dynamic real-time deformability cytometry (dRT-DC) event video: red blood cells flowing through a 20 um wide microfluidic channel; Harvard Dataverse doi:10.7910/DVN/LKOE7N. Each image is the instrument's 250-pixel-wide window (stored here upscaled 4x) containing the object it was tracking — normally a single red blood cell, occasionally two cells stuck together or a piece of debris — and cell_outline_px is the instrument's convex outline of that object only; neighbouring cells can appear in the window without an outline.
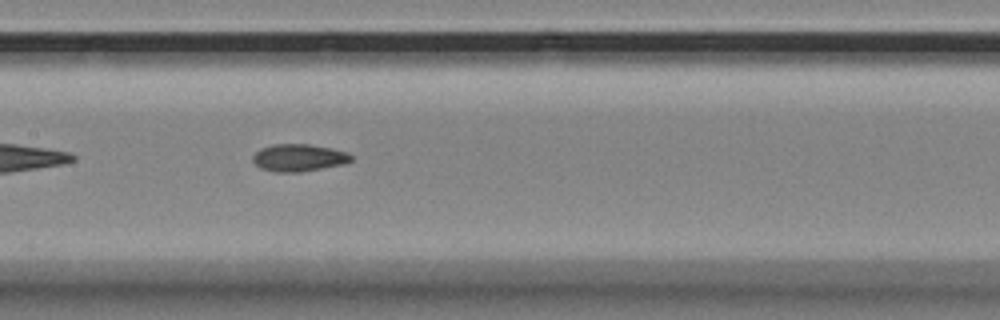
{"species": "Egyptian fruit bat (a non-hibernating species)", "species_latin": "Rousettus aegyptiacus", "temperature_condition": "room temperature", "stored_images_in_passage": 42, "camera_frame_rate_fps": 3000, "um_per_image_px": 0.085, "animal": {"sex": "female"}, "frame": {"image": 1, "passage_image": 13, "time_ms": 4.0, "image_size_px": [1000, 320], "cell_outline_px": [[352, 160], [344, 164], [300, 172], [276, 172], [260, 168], [252, 160], [252, 156], [260, 148], [272, 144], [308, 144], [332, 148], [348, 152], [352, 156]], "centroid_in_image_um": [25.39, 13.4], "position_along_channel_um": 182.0, "area_um2": 15.72}}
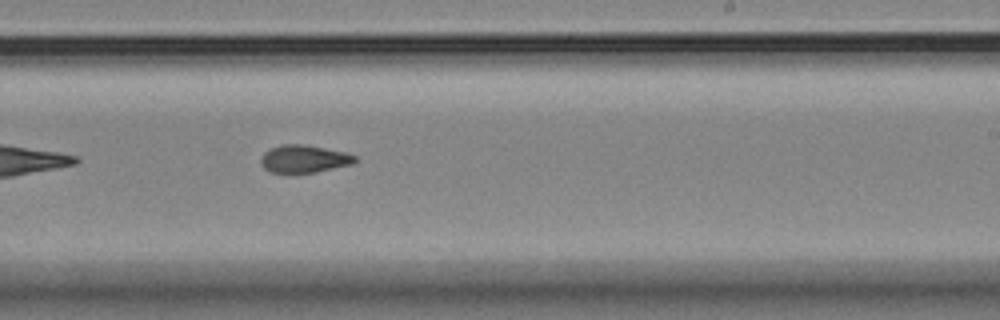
{"frame": {"image": 2, "passage_image": 20, "time_ms": 6.333, "image_size_px": [1000, 320], "cell_outline_px": [[356, 160], [352, 164], [316, 172], [292, 176], [288, 176], [272, 172], [264, 168], [260, 164], [260, 160], [264, 152], [272, 148], [284, 144], [304, 144], [344, 152], [356, 156]], "centroid_in_image_um": [25.79, 13.55], "position_along_channel_um": 263.2, "area_um2": 15.61}}
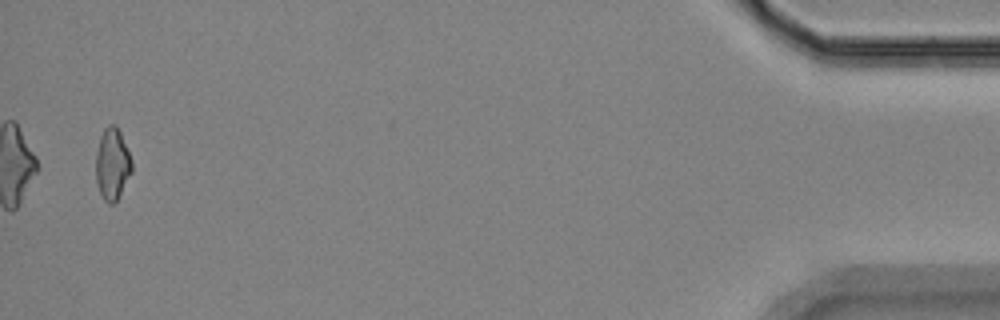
{"frame": {"image": 3, "passage_image": 41, "time_ms": 13.333, "image_size_px": [1000, 320], "cell_outline_px": [[132, 172], [116, 200], [112, 204], [108, 204], [104, 200], [100, 192], [96, 180], [96, 152], [100, 136], [104, 128], [108, 124], [116, 124], [120, 132], [132, 160]], "centroid_in_image_um": [9.54, 13.91], "position_along_channel_um": 425.7, "area_um2": 14.97}, "authors_computed_cell_mechanics": {"area_um2": 15.6638, "velocity_mm_per_s": 3.4889, "shape_relaxation_time_tau1_ms": 6.5115, "shape_relaxation_time_tau2_ms": 5.1541, "deformation_change_tau1": 0.1244, "deformation_change_tau2": 0.1027}}